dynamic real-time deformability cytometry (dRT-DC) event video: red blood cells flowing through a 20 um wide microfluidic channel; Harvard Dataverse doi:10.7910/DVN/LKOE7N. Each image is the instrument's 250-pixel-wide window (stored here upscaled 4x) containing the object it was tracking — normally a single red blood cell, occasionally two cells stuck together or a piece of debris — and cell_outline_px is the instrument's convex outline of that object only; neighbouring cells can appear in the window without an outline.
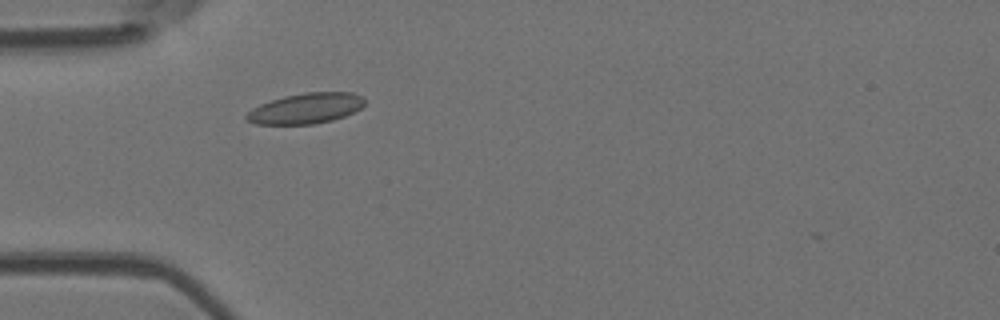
{"species": "Egyptian fruit bat (a non-hibernating species)", "species_latin": "Rousettus aegyptiacus", "temperature_condition": "room temperature", "stored_images_in_passage": 39, "camera_frame_rate_fps": 3000, "um_per_image_px": 0.085, "animal": {"sex": "female"}, "frame": {"image": 1, "passage_image": 1, "time_ms": 0.0, "image_size_px": [1000, 320], "cell_outline_px": [[364, 104], [360, 108], [344, 116], [332, 120], [312, 124], [256, 124], [248, 120], [244, 116], [252, 108], [260, 104], [284, 96], [304, 92], [352, 92], [364, 96]], "centroid_in_image_um": [26.0, 9.2], "position_along_channel_um": 59.0, "area_um2": 20.92}}
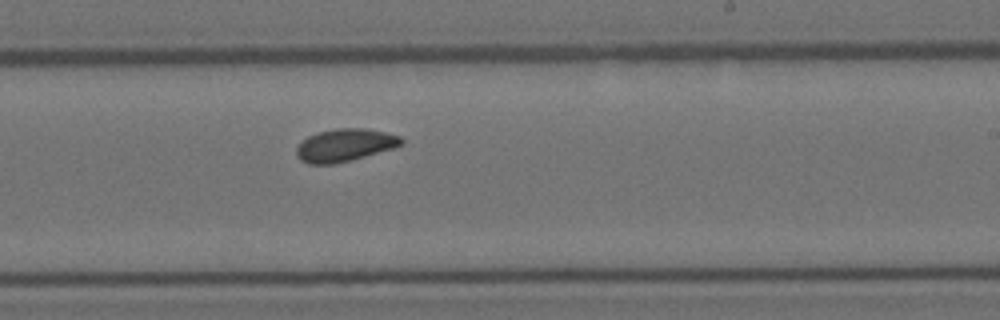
{"frame": {"image": 2, "passage_image": 17, "time_ms": 5.333, "image_size_px": [1000, 320], "cell_outline_px": [[404, 144], [392, 148], [336, 164], [308, 164], [300, 160], [296, 156], [296, 148], [308, 136], [320, 132], [336, 128], [364, 128], [384, 132], [400, 136], [404, 140]], "centroid_in_image_um": [29.3, 12.34], "position_along_channel_um": 259.7, "area_um2": 19.77}}
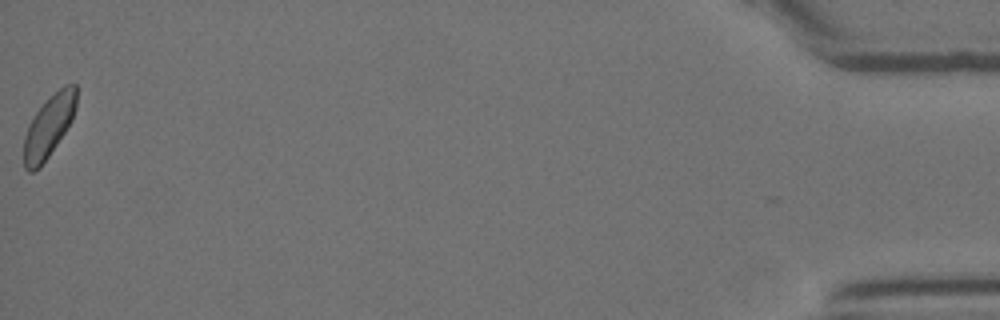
{"frame": {"image": 3, "passage_image": 38, "time_ms": 12.333, "image_size_px": [1000, 320], "cell_outline_px": [[76, 108], [72, 120], [40, 168], [32, 172], [28, 172], [24, 168], [24, 136], [36, 112], [64, 84], [76, 84]], "centroid_in_image_um": [4.15, 10.76], "position_along_channel_um": 431.0, "area_um2": 18.44}, "authors_computed_cell_mechanics": {"area_um2": 19.3052, "velocity_mm_per_s": 3.8382, "shape_relaxation_time_tau1_ms": 4.1527, "shape_relaxation_time_tau2_ms": 3.1888, "deformation_change_tau1": 0.0728, "deformation_change_tau2": 0.0646}}